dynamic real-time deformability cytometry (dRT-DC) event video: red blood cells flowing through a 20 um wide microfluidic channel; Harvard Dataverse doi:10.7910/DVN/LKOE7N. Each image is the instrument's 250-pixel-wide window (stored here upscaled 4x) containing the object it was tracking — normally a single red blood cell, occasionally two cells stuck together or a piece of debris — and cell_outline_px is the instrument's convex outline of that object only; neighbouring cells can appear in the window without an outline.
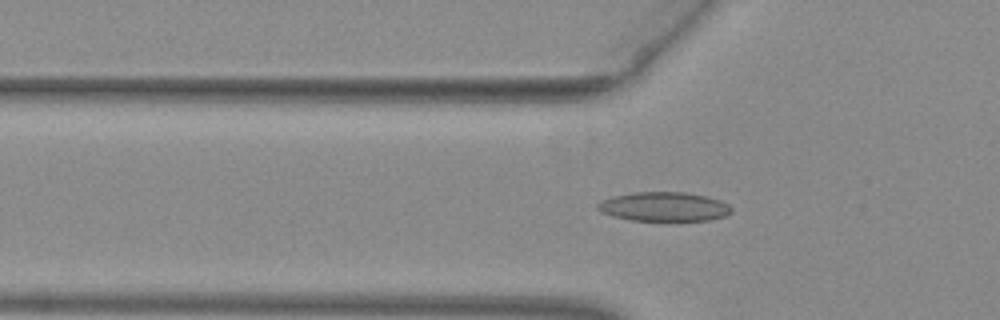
{"species": "common noctule bat (a hibernating species)", "species_latin": "Nyctalus noctula", "temperature_condition": "warm", "stored_images_in_passage": 49, "camera_frame_rate_fps": 3000, "um_per_image_px": 0.085, "animal": {"sex": "female", "body_mass_g": 29.2, "forearm_length_mm": 56.3}, "frame": {"image": 1, "passage_image": 19, "time_ms": 6.0, "image_size_px": [1000, 320], "cell_outline_px": [[732, 212], [724, 216], [708, 220], [676, 224], [632, 220], [600, 212], [596, 208], [596, 204], [612, 196], [636, 192], [684, 192], [704, 196], [720, 200], [728, 204], [732, 208]], "centroid_in_image_um": [56.47, 17.62], "position_along_channel_um": 69.3, "area_um2": 23.58}}
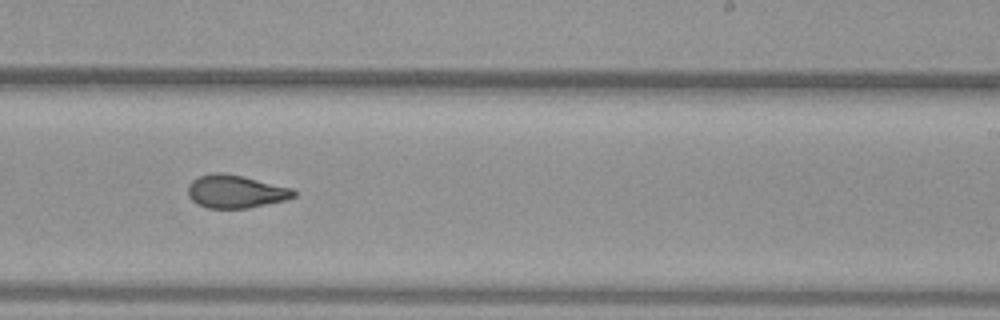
{"frame": {"image": 2, "passage_image": 34, "time_ms": 11.0, "image_size_px": [1000, 320], "cell_outline_px": [[296, 196], [288, 200], [248, 208], [208, 208], [196, 204], [188, 196], [188, 184], [192, 180], [200, 176], [216, 172], [224, 172], [244, 176], [292, 188], [296, 192]], "centroid_in_image_um": [20.04, 16.28], "position_along_channel_um": 269.0, "area_um2": 20.58}}
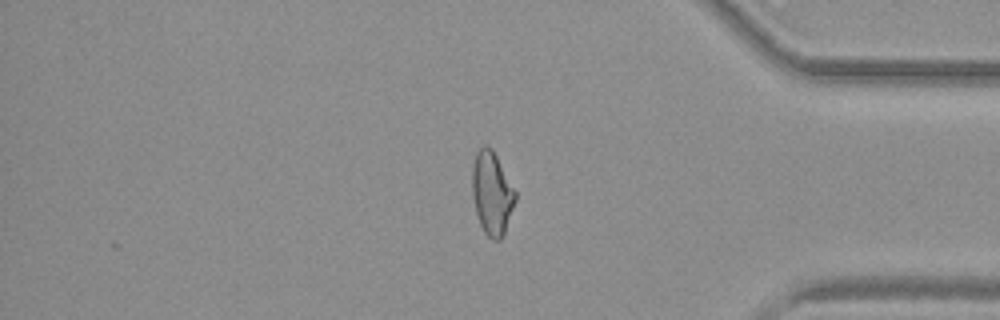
{"frame": {"image": 3, "passage_image": 45, "time_ms": 14.667, "image_size_px": [1000, 320], "cell_outline_px": [[516, 200], [504, 236], [500, 240], [492, 240], [484, 232], [480, 224], [476, 212], [472, 196], [472, 164], [476, 152], [484, 144], [492, 148], [516, 192]], "centroid_in_image_um": [41.81, 16.43], "position_along_channel_um": 393.4, "area_um2": 21.04}}